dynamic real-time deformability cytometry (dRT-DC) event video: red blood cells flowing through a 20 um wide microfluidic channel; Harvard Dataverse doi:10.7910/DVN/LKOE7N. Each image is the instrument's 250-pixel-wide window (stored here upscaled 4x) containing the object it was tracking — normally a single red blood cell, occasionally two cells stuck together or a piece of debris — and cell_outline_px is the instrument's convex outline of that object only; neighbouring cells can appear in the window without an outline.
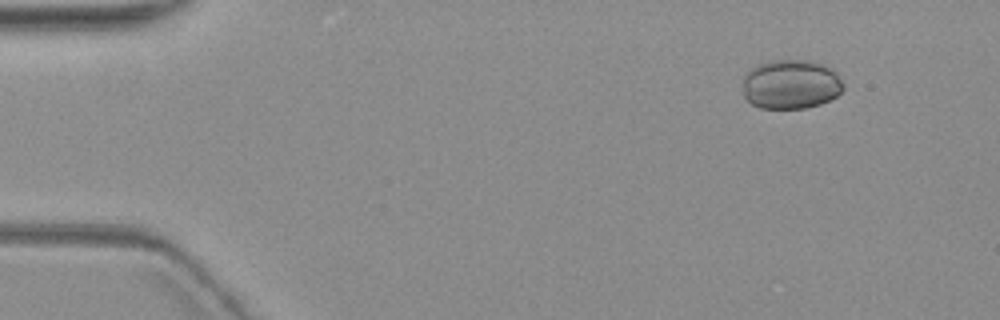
{"species": "common noctule bat (a hibernating species)", "species_latin": "Nyctalus noctula", "temperature_condition": "warm", "stored_images_in_passage": 4, "camera_frame_rate_fps": 3000, "um_per_image_px": 0.085, "animal": {"sex": "female", "body_mass_g": 19.3, "forearm_length_mm": 54.1}, "frame": {"image": 1, "passage_image": 1, "time_ms": 0.0, "image_size_px": [1000, 320], "cell_outline_px": [[844, 88], [836, 96], [820, 104], [804, 108], [760, 108], [752, 104], [744, 96], [744, 76], [756, 64], [772, 60], [808, 60], [832, 68], [836, 72], [844, 84]], "centroid_in_image_um": [67.23, 7.16], "position_along_channel_um": 17.8, "area_um2": 28.9}}